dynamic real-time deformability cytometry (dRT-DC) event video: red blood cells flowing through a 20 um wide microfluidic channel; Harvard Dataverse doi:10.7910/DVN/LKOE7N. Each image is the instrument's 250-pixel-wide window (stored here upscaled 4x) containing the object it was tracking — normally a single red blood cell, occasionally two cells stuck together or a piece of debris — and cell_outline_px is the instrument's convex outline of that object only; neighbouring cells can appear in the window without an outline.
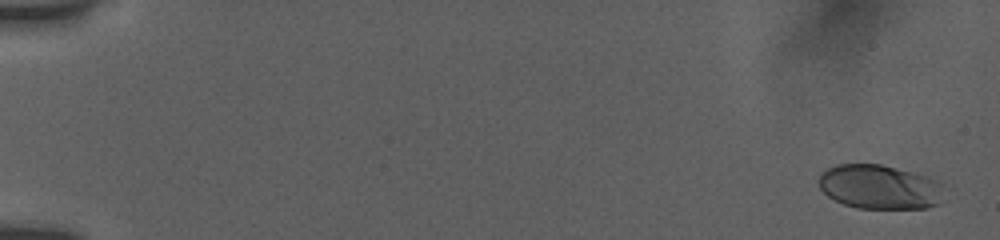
{"species": "human", "species_latin": "Homo sapiens", "temperature_condition": "room temperature", "stored_images_in_passage": 45, "camera_frame_rate_fps": 3000, "um_per_image_px": 0.085, "donor": {"sex": "female"}, "frame": {"image": 1, "passage_image": 3, "time_ms": 0.667, "image_size_px": [1000, 240], "cell_outline_px": [[944, 200], [940, 204], [924, 208], [856, 208], [844, 204], [828, 196], [820, 188], [816, 180], [820, 172], [836, 164], [880, 164], [928, 176], [940, 180], [944, 184]], "centroid_in_image_um": [74.8, 15.89], "position_along_channel_um": 10.2, "area_um2": 32.95}}
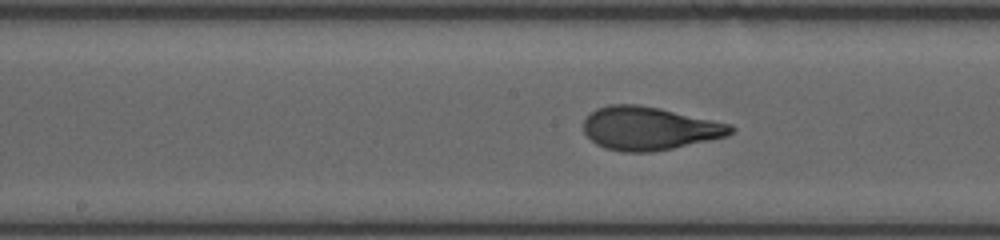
{"frame": {"image": 2, "passage_image": 26, "time_ms": 10.0, "image_size_px": [1000, 240], "cell_outline_px": [[736, 128], [728, 136], [672, 148], [652, 152], [624, 152], [604, 148], [596, 144], [584, 132], [584, 120], [596, 108], [608, 104], [640, 104], [660, 108], [732, 124]], "centroid_in_image_um": [55.19, 10.9], "position_along_channel_um": 193.0, "area_um2": 37.17}}
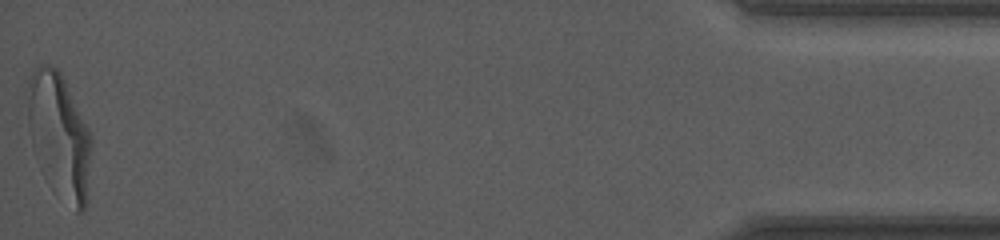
{"frame": {"image": 3, "passage_image": 45, "time_ms": 18.333, "image_size_px": [1000, 240], "cell_outline_px": [[92, 140], [88, 196], [84, 212], [76, 212], [40, 168], [36, 160], [32, 144], [28, 124], [24, 92], [24, 88], [32, 68], [40, 64], [48, 64], [56, 68], [60, 72], [92, 132]], "centroid_in_image_um": [5.02, 11.41], "position_along_channel_um": 430.2, "area_um2": 47.11}, "authors_computed_cell_mechanics": {"area_um2": 36.4718, "velocity_mm_per_s": 3.8539, "shape_relaxation_time_tau1_ms": 3.6711, "shape_relaxation_time_tau2_ms": null, "deformation_change_tau1": 0.1905, "deformation_change_tau2": null}}